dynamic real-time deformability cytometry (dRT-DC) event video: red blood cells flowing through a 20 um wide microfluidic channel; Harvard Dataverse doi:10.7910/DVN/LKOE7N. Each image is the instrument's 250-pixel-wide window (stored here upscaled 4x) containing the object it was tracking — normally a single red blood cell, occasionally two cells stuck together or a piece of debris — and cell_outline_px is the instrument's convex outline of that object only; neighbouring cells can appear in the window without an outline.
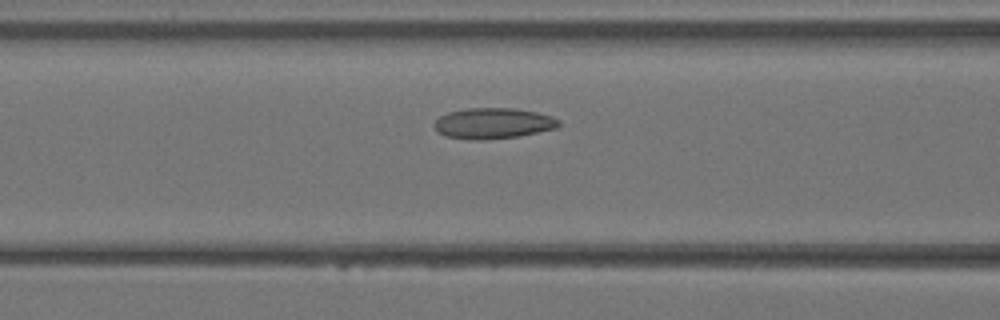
{"species": "Egyptian fruit bat (a non-hibernating species)", "species_latin": "Rousettus aegyptiacus", "temperature_condition": "warm", "stored_images_in_passage": 11, "camera_frame_rate_fps": 3000, "um_per_image_px": 0.085, "animal": {"sex": "female"}, "frame": {"image": 1, "passage_image": 7, "time_ms": 2.0, "image_size_px": [1000, 320], "cell_outline_px": [[560, 124], [556, 128], [516, 136], [484, 140], [472, 140], [444, 136], [432, 124], [440, 116], [448, 112], [468, 108], [516, 108], [536, 112], [552, 116], [560, 120]], "centroid_in_image_um": [41.9, 10.47], "position_along_channel_um": 124.7, "area_um2": 22.25}}
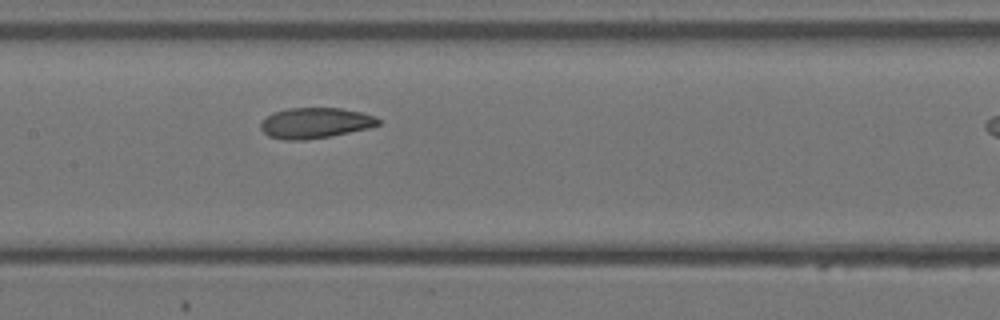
{"frame": {"image": 2, "passage_image": 10, "time_ms": 3.0, "image_size_px": [1000, 320], "cell_outline_px": [[380, 124], [368, 128], [332, 136], [304, 140], [284, 140], [268, 136], [260, 128], [260, 124], [268, 116], [276, 112], [288, 108], [340, 108], [364, 112], [376, 116], [380, 120]], "centroid_in_image_um": [26.83, 10.45], "position_along_channel_um": 180.6, "area_um2": 20.98}}